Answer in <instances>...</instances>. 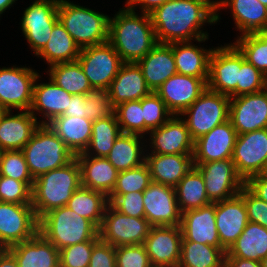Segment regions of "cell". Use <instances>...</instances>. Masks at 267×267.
I'll return each mask as SVG.
<instances>
[{
	"label": "cell",
	"instance_id": "cell-1",
	"mask_svg": "<svg viewBox=\"0 0 267 267\" xmlns=\"http://www.w3.org/2000/svg\"><path fill=\"white\" fill-rule=\"evenodd\" d=\"M158 43L198 42L208 39L204 23H216V16L195 0H169L150 13Z\"/></svg>",
	"mask_w": 267,
	"mask_h": 267
},
{
	"label": "cell",
	"instance_id": "cell-2",
	"mask_svg": "<svg viewBox=\"0 0 267 267\" xmlns=\"http://www.w3.org/2000/svg\"><path fill=\"white\" fill-rule=\"evenodd\" d=\"M126 8V9H125ZM109 20L108 42L123 62H138L158 43L150 14L125 7Z\"/></svg>",
	"mask_w": 267,
	"mask_h": 267
},
{
	"label": "cell",
	"instance_id": "cell-3",
	"mask_svg": "<svg viewBox=\"0 0 267 267\" xmlns=\"http://www.w3.org/2000/svg\"><path fill=\"white\" fill-rule=\"evenodd\" d=\"M80 186L81 168L76 158L66 166L36 178L31 191L32 206L38 220L51 210L66 206Z\"/></svg>",
	"mask_w": 267,
	"mask_h": 267
},
{
	"label": "cell",
	"instance_id": "cell-4",
	"mask_svg": "<svg viewBox=\"0 0 267 267\" xmlns=\"http://www.w3.org/2000/svg\"><path fill=\"white\" fill-rule=\"evenodd\" d=\"M39 232L58 250L85 241H99L98 228L67 205L51 210L39 220Z\"/></svg>",
	"mask_w": 267,
	"mask_h": 267
},
{
	"label": "cell",
	"instance_id": "cell-5",
	"mask_svg": "<svg viewBox=\"0 0 267 267\" xmlns=\"http://www.w3.org/2000/svg\"><path fill=\"white\" fill-rule=\"evenodd\" d=\"M21 151L34 180L51 170L66 166L76 158L47 124H40Z\"/></svg>",
	"mask_w": 267,
	"mask_h": 267
},
{
	"label": "cell",
	"instance_id": "cell-6",
	"mask_svg": "<svg viewBox=\"0 0 267 267\" xmlns=\"http://www.w3.org/2000/svg\"><path fill=\"white\" fill-rule=\"evenodd\" d=\"M58 19L80 49L108 42L110 17L103 13L59 0Z\"/></svg>",
	"mask_w": 267,
	"mask_h": 267
},
{
	"label": "cell",
	"instance_id": "cell-7",
	"mask_svg": "<svg viewBox=\"0 0 267 267\" xmlns=\"http://www.w3.org/2000/svg\"><path fill=\"white\" fill-rule=\"evenodd\" d=\"M230 97L207 90L179 116L183 119L193 141L209 133L216 126L229 120Z\"/></svg>",
	"mask_w": 267,
	"mask_h": 267
},
{
	"label": "cell",
	"instance_id": "cell-8",
	"mask_svg": "<svg viewBox=\"0 0 267 267\" xmlns=\"http://www.w3.org/2000/svg\"><path fill=\"white\" fill-rule=\"evenodd\" d=\"M151 227L145 217L124 215L108 204L98 231L102 241L117 247L144 244Z\"/></svg>",
	"mask_w": 267,
	"mask_h": 267
},
{
	"label": "cell",
	"instance_id": "cell-9",
	"mask_svg": "<svg viewBox=\"0 0 267 267\" xmlns=\"http://www.w3.org/2000/svg\"><path fill=\"white\" fill-rule=\"evenodd\" d=\"M245 60L234 44L214 48L209 59V90L232 97H237L239 70Z\"/></svg>",
	"mask_w": 267,
	"mask_h": 267
},
{
	"label": "cell",
	"instance_id": "cell-10",
	"mask_svg": "<svg viewBox=\"0 0 267 267\" xmlns=\"http://www.w3.org/2000/svg\"><path fill=\"white\" fill-rule=\"evenodd\" d=\"M39 232V220L32 204L0 201V245L8 248L33 238Z\"/></svg>",
	"mask_w": 267,
	"mask_h": 267
},
{
	"label": "cell",
	"instance_id": "cell-11",
	"mask_svg": "<svg viewBox=\"0 0 267 267\" xmlns=\"http://www.w3.org/2000/svg\"><path fill=\"white\" fill-rule=\"evenodd\" d=\"M77 61L92 88L103 89H109L124 63L109 42L81 49Z\"/></svg>",
	"mask_w": 267,
	"mask_h": 267
},
{
	"label": "cell",
	"instance_id": "cell-12",
	"mask_svg": "<svg viewBox=\"0 0 267 267\" xmlns=\"http://www.w3.org/2000/svg\"><path fill=\"white\" fill-rule=\"evenodd\" d=\"M238 175L246 182L267 169V128L237 136L232 158Z\"/></svg>",
	"mask_w": 267,
	"mask_h": 267
},
{
	"label": "cell",
	"instance_id": "cell-13",
	"mask_svg": "<svg viewBox=\"0 0 267 267\" xmlns=\"http://www.w3.org/2000/svg\"><path fill=\"white\" fill-rule=\"evenodd\" d=\"M39 73L26 67L0 69V104L6 111L11 108L29 111L32 103L33 86Z\"/></svg>",
	"mask_w": 267,
	"mask_h": 267
},
{
	"label": "cell",
	"instance_id": "cell-14",
	"mask_svg": "<svg viewBox=\"0 0 267 267\" xmlns=\"http://www.w3.org/2000/svg\"><path fill=\"white\" fill-rule=\"evenodd\" d=\"M201 173L211 203L237 196L245 182L238 175L231 158L194 165Z\"/></svg>",
	"mask_w": 267,
	"mask_h": 267
},
{
	"label": "cell",
	"instance_id": "cell-15",
	"mask_svg": "<svg viewBox=\"0 0 267 267\" xmlns=\"http://www.w3.org/2000/svg\"><path fill=\"white\" fill-rule=\"evenodd\" d=\"M59 0H35L21 19L22 32L37 55L48 42L58 19Z\"/></svg>",
	"mask_w": 267,
	"mask_h": 267
},
{
	"label": "cell",
	"instance_id": "cell-16",
	"mask_svg": "<svg viewBox=\"0 0 267 267\" xmlns=\"http://www.w3.org/2000/svg\"><path fill=\"white\" fill-rule=\"evenodd\" d=\"M229 120L238 135L267 128V88L230 98Z\"/></svg>",
	"mask_w": 267,
	"mask_h": 267
},
{
	"label": "cell",
	"instance_id": "cell-17",
	"mask_svg": "<svg viewBox=\"0 0 267 267\" xmlns=\"http://www.w3.org/2000/svg\"><path fill=\"white\" fill-rule=\"evenodd\" d=\"M145 218L152 226H177L182 213L178 206L175 188L156 182L143 191Z\"/></svg>",
	"mask_w": 267,
	"mask_h": 267
},
{
	"label": "cell",
	"instance_id": "cell-18",
	"mask_svg": "<svg viewBox=\"0 0 267 267\" xmlns=\"http://www.w3.org/2000/svg\"><path fill=\"white\" fill-rule=\"evenodd\" d=\"M208 78L186 76L176 73L167 79L155 93L173 115H180L206 90Z\"/></svg>",
	"mask_w": 267,
	"mask_h": 267
},
{
	"label": "cell",
	"instance_id": "cell-19",
	"mask_svg": "<svg viewBox=\"0 0 267 267\" xmlns=\"http://www.w3.org/2000/svg\"><path fill=\"white\" fill-rule=\"evenodd\" d=\"M182 230L177 226H152L144 246L153 267H178Z\"/></svg>",
	"mask_w": 267,
	"mask_h": 267
},
{
	"label": "cell",
	"instance_id": "cell-20",
	"mask_svg": "<svg viewBox=\"0 0 267 267\" xmlns=\"http://www.w3.org/2000/svg\"><path fill=\"white\" fill-rule=\"evenodd\" d=\"M237 131L230 120L194 141V165L232 158Z\"/></svg>",
	"mask_w": 267,
	"mask_h": 267
},
{
	"label": "cell",
	"instance_id": "cell-21",
	"mask_svg": "<svg viewBox=\"0 0 267 267\" xmlns=\"http://www.w3.org/2000/svg\"><path fill=\"white\" fill-rule=\"evenodd\" d=\"M153 154L193 155L194 141L183 118L173 115L162 126L150 131Z\"/></svg>",
	"mask_w": 267,
	"mask_h": 267
},
{
	"label": "cell",
	"instance_id": "cell-22",
	"mask_svg": "<svg viewBox=\"0 0 267 267\" xmlns=\"http://www.w3.org/2000/svg\"><path fill=\"white\" fill-rule=\"evenodd\" d=\"M215 221L220 243L228 250L249 222L244 199L238 194L215 202Z\"/></svg>",
	"mask_w": 267,
	"mask_h": 267
},
{
	"label": "cell",
	"instance_id": "cell-23",
	"mask_svg": "<svg viewBox=\"0 0 267 267\" xmlns=\"http://www.w3.org/2000/svg\"><path fill=\"white\" fill-rule=\"evenodd\" d=\"M182 241H193L223 247L216 228L215 203L182 213Z\"/></svg>",
	"mask_w": 267,
	"mask_h": 267
},
{
	"label": "cell",
	"instance_id": "cell-24",
	"mask_svg": "<svg viewBox=\"0 0 267 267\" xmlns=\"http://www.w3.org/2000/svg\"><path fill=\"white\" fill-rule=\"evenodd\" d=\"M112 106L121 103L141 100L152 93L135 62H124L108 89Z\"/></svg>",
	"mask_w": 267,
	"mask_h": 267
},
{
	"label": "cell",
	"instance_id": "cell-25",
	"mask_svg": "<svg viewBox=\"0 0 267 267\" xmlns=\"http://www.w3.org/2000/svg\"><path fill=\"white\" fill-rule=\"evenodd\" d=\"M5 111L0 117V147L5 151L22 150L41 123L30 111L11 115Z\"/></svg>",
	"mask_w": 267,
	"mask_h": 267
},
{
	"label": "cell",
	"instance_id": "cell-26",
	"mask_svg": "<svg viewBox=\"0 0 267 267\" xmlns=\"http://www.w3.org/2000/svg\"><path fill=\"white\" fill-rule=\"evenodd\" d=\"M19 267H60L59 250L40 232L7 248Z\"/></svg>",
	"mask_w": 267,
	"mask_h": 267
},
{
	"label": "cell",
	"instance_id": "cell-27",
	"mask_svg": "<svg viewBox=\"0 0 267 267\" xmlns=\"http://www.w3.org/2000/svg\"><path fill=\"white\" fill-rule=\"evenodd\" d=\"M136 63L152 92H155L167 79L177 73L172 43H157Z\"/></svg>",
	"mask_w": 267,
	"mask_h": 267
},
{
	"label": "cell",
	"instance_id": "cell-28",
	"mask_svg": "<svg viewBox=\"0 0 267 267\" xmlns=\"http://www.w3.org/2000/svg\"><path fill=\"white\" fill-rule=\"evenodd\" d=\"M145 156L151 180L174 188L194 168L193 155L149 153Z\"/></svg>",
	"mask_w": 267,
	"mask_h": 267
},
{
	"label": "cell",
	"instance_id": "cell-29",
	"mask_svg": "<svg viewBox=\"0 0 267 267\" xmlns=\"http://www.w3.org/2000/svg\"><path fill=\"white\" fill-rule=\"evenodd\" d=\"M81 168V186L100 191L107 197L115 187L118 171L105 157L76 155Z\"/></svg>",
	"mask_w": 267,
	"mask_h": 267
},
{
	"label": "cell",
	"instance_id": "cell-30",
	"mask_svg": "<svg viewBox=\"0 0 267 267\" xmlns=\"http://www.w3.org/2000/svg\"><path fill=\"white\" fill-rule=\"evenodd\" d=\"M49 83H40L33 86L32 103L29 111L35 116V111L43 113L41 124H48L52 119L63 115L68 109L72 94L60 88L50 78ZM42 111V112H41Z\"/></svg>",
	"mask_w": 267,
	"mask_h": 267
},
{
	"label": "cell",
	"instance_id": "cell-31",
	"mask_svg": "<svg viewBox=\"0 0 267 267\" xmlns=\"http://www.w3.org/2000/svg\"><path fill=\"white\" fill-rule=\"evenodd\" d=\"M92 123L86 117L59 115L47 125L76 156L84 153L90 143Z\"/></svg>",
	"mask_w": 267,
	"mask_h": 267
},
{
	"label": "cell",
	"instance_id": "cell-32",
	"mask_svg": "<svg viewBox=\"0 0 267 267\" xmlns=\"http://www.w3.org/2000/svg\"><path fill=\"white\" fill-rule=\"evenodd\" d=\"M177 73L186 76L208 78L209 59L213 49L206 50L191 42L172 43Z\"/></svg>",
	"mask_w": 267,
	"mask_h": 267
},
{
	"label": "cell",
	"instance_id": "cell-33",
	"mask_svg": "<svg viewBox=\"0 0 267 267\" xmlns=\"http://www.w3.org/2000/svg\"><path fill=\"white\" fill-rule=\"evenodd\" d=\"M267 256V228L248 222L237 240L226 251L225 257L261 262Z\"/></svg>",
	"mask_w": 267,
	"mask_h": 267
},
{
	"label": "cell",
	"instance_id": "cell-34",
	"mask_svg": "<svg viewBox=\"0 0 267 267\" xmlns=\"http://www.w3.org/2000/svg\"><path fill=\"white\" fill-rule=\"evenodd\" d=\"M81 49L58 20L44 48L37 54L51 66L57 63L74 62Z\"/></svg>",
	"mask_w": 267,
	"mask_h": 267
},
{
	"label": "cell",
	"instance_id": "cell-35",
	"mask_svg": "<svg viewBox=\"0 0 267 267\" xmlns=\"http://www.w3.org/2000/svg\"><path fill=\"white\" fill-rule=\"evenodd\" d=\"M224 7L232 9L236 27L242 35L267 28V7L258 0H225Z\"/></svg>",
	"mask_w": 267,
	"mask_h": 267
},
{
	"label": "cell",
	"instance_id": "cell-36",
	"mask_svg": "<svg viewBox=\"0 0 267 267\" xmlns=\"http://www.w3.org/2000/svg\"><path fill=\"white\" fill-rule=\"evenodd\" d=\"M141 138L143 136L138 134L122 133L116 139L106 158L118 172L129 170L145 163L146 156L143 154V147H140L139 141Z\"/></svg>",
	"mask_w": 267,
	"mask_h": 267
},
{
	"label": "cell",
	"instance_id": "cell-37",
	"mask_svg": "<svg viewBox=\"0 0 267 267\" xmlns=\"http://www.w3.org/2000/svg\"><path fill=\"white\" fill-rule=\"evenodd\" d=\"M108 204V197L104 193L80 186L72 194L67 206L99 229Z\"/></svg>",
	"mask_w": 267,
	"mask_h": 267
},
{
	"label": "cell",
	"instance_id": "cell-38",
	"mask_svg": "<svg viewBox=\"0 0 267 267\" xmlns=\"http://www.w3.org/2000/svg\"><path fill=\"white\" fill-rule=\"evenodd\" d=\"M226 251L224 247L182 241L178 267H224Z\"/></svg>",
	"mask_w": 267,
	"mask_h": 267
},
{
	"label": "cell",
	"instance_id": "cell-39",
	"mask_svg": "<svg viewBox=\"0 0 267 267\" xmlns=\"http://www.w3.org/2000/svg\"><path fill=\"white\" fill-rule=\"evenodd\" d=\"M175 192L181 213L211 203L206 193L204 179L195 167L175 186Z\"/></svg>",
	"mask_w": 267,
	"mask_h": 267
},
{
	"label": "cell",
	"instance_id": "cell-40",
	"mask_svg": "<svg viewBox=\"0 0 267 267\" xmlns=\"http://www.w3.org/2000/svg\"><path fill=\"white\" fill-rule=\"evenodd\" d=\"M121 134L122 132L115 112L111 116L95 120L92 123V136L90 143L85 152L78 155L105 158L108 156L114 142Z\"/></svg>",
	"mask_w": 267,
	"mask_h": 267
},
{
	"label": "cell",
	"instance_id": "cell-41",
	"mask_svg": "<svg viewBox=\"0 0 267 267\" xmlns=\"http://www.w3.org/2000/svg\"><path fill=\"white\" fill-rule=\"evenodd\" d=\"M49 76L60 88L72 95H85L92 86L78 61L50 66Z\"/></svg>",
	"mask_w": 267,
	"mask_h": 267
},
{
	"label": "cell",
	"instance_id": "cell-42",
	"mask_svg": "<svg viewBox=\"0 0 267 267\" xmlns=\"http://www.w3.org/2000/svg\"><path fill=\"white\" fill-rule=\"evenodd\" d=\"M151 182L150 170L145 162L135 168L120 171L115 187L110 195H121L137 191L143 192Z\"/></svg>",
	"mask_w": 267,
	"mask_h": 267
},
{
	"label": "cell",
	"instance_id": "cell-43",
	"mask_svg": "<svg viewBox=\"0 0 267 267\" xmlns=\"http://www.w3.org/2000/svg\"><path fill=\"white\" fill-rule=\"evenodd\" d=\"M233 44L249 63L267 77V45L255 33L241 35Z\"/></svg>",
	"mask_w": 267,
	"mask_h": 267
},
{
	"label": "cell",
	"instance_id": "cell-44",
	"mask_svg": "<svg viewBox=\"0 0 267 267\" xmlns=\"http://www.w3.org/2000/svg\"><path fill=\"white\" fill-rule=\"evenodd\" d=\"M114 112L122 133L143 136L144 118L141 100L121 103L115 107Z\"/></svg>",
	"mask_w": 267,
	"mask_h": 267
},
{
	"label": "cell",
	"instance_id": "cell-45",
	"mask_svg": "<svg viewBox=\"0 0 267 267\" xmlns=\"http://www.w3.org/2000/svg\"><path fill=\"white\" fill-rule=\"evenodd\" d=\"M141 107L144 118V134L162 126L173 116L155 92L141 99Z\"/></svg>",
	"mask_w": 267,
	"mask_h": 267
},
{
	"label": "cell",
	"instance_id": "cell-46",
	"mask_svg": "<svg viewBox=\"0 0 267 267\" xmlns=\"http://www.w3.org/2000/svg\"><path fill=\"white\" fill-rule=\"evenodd\" d=\"M0 176H7L21 182H34L21 150L4 151L0 162Z\"/></svg>",
	"mask_w": 267,
	"mask_h": 267
},
{
	"label": "cell",
	"instance_id": "cell-47",
	"mask_svg": "<svg viewBox=\"0 0 267 267\" xmlns=\"http://www.w3.org/2000/svg\"><path fill=\"white\" fill-rule=\"evenodd\" d=\"M33 182H21L7 176H0V201L32 204Z\"/></svg>",
	"mask_w": 267,
	"mask_h": 267
},
{
	"label": "cell",
	"instance_id": "cell-48",
	"mask_svg": "<svg viewBox=\"0 0 267 267\" xmlns=\"http://www.w3.org/2000/svg\"><path fill=\"white\" fill-rule=\"evenodd\" d=\"M86 118L95 121L114 113L108 89L92 88L85 94Z\"/></svg>",
	"mask_w": 267,
	"mask_h": 267
},
{
	"label": "cell",
	"instance_id": "cell-49",
	"mask_svg": "<svg viewBox=\"0 0 267 267\" xmlns=\"http://www.w3.org/2000/svg\"><path fill=\"white\" fill-rule=\"evenodd\" d=\"M267 88V77L246 59L241 63L237 96L256 93Z\"/></svg>",
	"mask_w": 267,
	"mask_h": 267
},
{
	"label": "cell",
	"instance_id": "cell-50",
	"mask_svg": "<svg viewBox=\"0 0 267 267\" xmlns=\"http://www.w3.org/2000/svg\"><path fill=\"white\" fill-rule=\"evenodd\" d=\"M98 241H85L59 250L60 267H88L93 246Z\"/></svg>",
	"mask_w": 267,
	"mask_h": 267
},
{
	"label": "cell",
	"instance_id": "cell-51",
	"mask_svg": "<svg viewBox=\"0 0 267 267\" xmlns=\"http://www.w3.org/2000/svg\"><path fill=\"white\" fill-rule=\"evenodd\" d=\"M116 267H153L144 244L115 247Z\"/></svg>",
	"mask_w": 267,
	"mask_h": 267
},
{
	"label": "cell",
	"instance_id": "cell-52",
	"mask_svg": "<svg viewBox=\"0 0 267 267\" xmlns=\"http://www.w3.org/2000/svg\"><path fill=\"white\" fill-rule=\"evenodd\" d=\"M109 204L118 212L136 218L145 217L143 192H130L121 195H109Z\"/></svg>",
	"mask_w": 267,
	"mask_h": 267
},
{
	"label": "cell",
	"instance_id": "cell-53",
	"mask_svg": "<svg viewBox=\"0 0 267 267\" xmlns=\"http://www.w3.org/2000/svg\"><path fill=\"white\" fill-rule=\"evenodd\" d=\"M239 195L244 199L248 221L267 228V202L255 196L245 185Z\"/></svg>",
	"mask_w": 267,
	"mask_h": 267
},
{
	"label": "cell",
	"instance_id": "cell-54",
	"mask_svg": "<svg viewBox=\"0 0 267 267\" xmlns=\"http://www.w3.org/2000/svg\"><path fill=\"white\" fill-rule=\"evenodd\" d=\"M88 267H116L115 247L100 239L93 246Z\"/></svg>",
	"mask_w": 267,
	"mask_h": 267
},
{
	"label": "cell",
	"instance_id": "cell-55",
	"mask_svg": "<svg viewBox=\"0 0 267 267\" xmlns=\"http://www.w3.org/2000/svg\"><path fill=\"white\" fill-rule=\"evenodd\" d=\"M245 186L259 199L267 202V174L250 177L245 182Z\"/></svg>",
	"mask_w": 267,
	"mask_h": 267
},
{
	"label": "cell",
	"instance_id": "cell-56",
	"mask_svg": "<svg viewBox=\"0 0 267 267\" xmlns=\"http://www.w3.org/2000/svg\"><path fill=\"white\" fill-rule=\"evenodd\" d=\"M85 95H72L68 109L63 115L83 118L86 117Z\"/></svg>",
	"mask_w": 267,
	"mask_h": 267
},
{
	"label": "cell",
	"instance_id": "cell-57",
	"mask_svg": "<svg viewBox=\"0 0 267 267\" xmlns=\"http://www.w3.org/2000/svg\"><path fill=\"white\" fill-rule=\"evenodd\" d=\"M167 1L169 0H129L126 7L134 11L135 6L140 5L142 13L150 14Z\"/></svg>",
	"mask_w": 267,
	"mask_h": 267
},
{
	"label": "cell",
	"instance_id": "cell-58",
	"mask_svg": "<svg viewBox=\"0 0 267 267\" xmlns=\"http://www.w3.org/2000/svg\"><path fill=\"white\" fill-rule=\"evenodd\" d=\"M224 267H262L261 262L241 259L235 257H225V266Z\"/></svg>",
	"mask_w": 267,
	"mask_h": 267
},
{
	"label": "cell",
	"instance_id": "cell-59",
	"mask_svg": "<svg viewBox=\"0 0 267 267\" xmlns=\"http://www.w3.org/2000/svg\"><path fill=\"white\" fill-rule=\"evenodd\" d=\"M0 267H19L14 255L7 248L0 253Z\"/></svg>",
	"mask_w": 267,
	"mask_h": 267
},
{
	"label": "cell",
	"instance_id": "cell-60",
	"mask_svg": "<svg viewBox=\"0 0 267 267\" xmlns=\"http://www.w3.org/2000/svg\"><path fill=\"white\" fill-rule=\"evenodd\" d=\"M201 4H203L207 9H209L215 16H216V21L219 20V15L216 14L217 11L223 6L225 3V0H218L217 1H211V0H195Z\"/></svg>",
	"mask_w": 267,
	"mask_h": 267
},
{
	"label": "cell",
	"instance_id": "cell-61",
	"mask_svg": "<svg viewBox=\"0 0 267 267\" xmlns=\"http://www.w3.org/2000/svg\"><path fill=\"white\" fill-rule=\"evenodd\" d=\"M17 0H0V15Z\"/></svg>",
	"mask_w": 267,
	"mask_h": 267
},
{
	"label": "cell",
	"instance_id": "cell-62",
	"mask_svg": "<svg viewBox=\"0 0 267 267\" xmlns=\"http://www.w3.org/2000/svg\"><path fill=\"white\" fill-rule=\"evenodd\" d=\"M255 34L267 45V28L258 30Z\"/></svg>",
	"mask_w": 267,
	"mask_h": 267
},
{
	"label": "cell",
	"instance_id": "cell-63",
	"mask_svg": "<svg viewBox=\"0 0 267 267\" xmlns=\"http://www.w3.org/2000/svg\"><path fill=\"white\" fill-rule=\"evenodd\" d=\"M262 267H267V256L261 260Z\"/></svg>",
	"mask_w": 267,
	"mask_h": 267
},
{
	"label": "cell",
	"instance_id": "cell-64",
	"mask_svg": "<svg viewBox=\"0 0 267 267\" xmlns=\"http://www.w3.org/2000/svg\"><path fill=\"white\" fill-rule=\"evenodd\" d=\"M4 149L0 147V162L2 160V156H3V153H4Z\"/></svg>",
	"mask_w": 267,
	"mask_h": 267
},
{
	"label": "cell",
	"instance_id": "cell-65",
	"mask_svg": "<svg viewBox=\"0 0 267 267\" xmlns=\"http://www.w3.org/2000/svg\"><path fill=\"white\" fill-rule=\"evenodd\" d=\"M6 110L1 106V104H0V117H1V115L5 112Z\"/></svg>",
	"mask_w": 267,
	"mask_h": 267
},
{
	"label": "cell",
	"instance_id": "cell-66",
	"mask_svg": "<svg viewBox=\"0 0 267 267\" xmlns=\"http://www.w3.org/2000/svg\"><path fill=\"white\" fill-rule=\"evenodd\" d=\"M259 2H261L265 7H267V0H258Z\"/></svg>",
	"mask_w": 267,
	"mask_h": 267
},
{
	"label": "cell",
	"instance_id": "cell-67",
	"mask_svg": "<svg viewBox=\"0 0 267 267\" xmlns=\"http://www.w3.org/2000/svg\"><path fill=\"white\" fill-rule=\"evenodd\" d=\"M4 248L0 245V253H1V251L3 250Z\"/></svg>",
	"mask_w": 267,
	"mask_h": 267
}]
</instances>
